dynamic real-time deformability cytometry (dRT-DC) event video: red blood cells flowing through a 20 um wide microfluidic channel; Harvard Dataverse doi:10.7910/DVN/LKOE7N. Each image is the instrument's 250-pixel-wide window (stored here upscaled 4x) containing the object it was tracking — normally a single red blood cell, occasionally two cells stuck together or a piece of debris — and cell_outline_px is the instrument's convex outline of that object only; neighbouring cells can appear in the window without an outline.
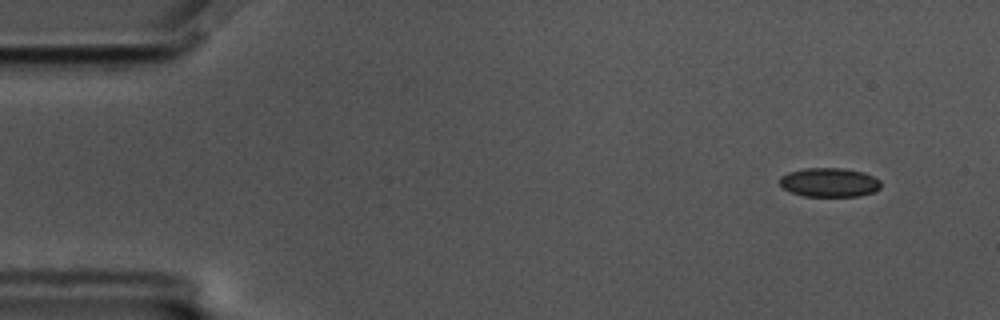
{"species": "common noctule bat (a hibernating species)", "species_latin": "Nyctalus noctula", "temperature_condition": "cold", "stored_images_in_passage": 58, "camera_frame_rate_fps": 3000, "um_per_image_px": 0.085, "animal": {"sex": "male", "body_mass_g": 17.5, "forearm_length_mm": 52.3}, "frame": {"image": 1, "passage_image": 5, "time_ms": 1.333, "image_size_px": [1000, 320], "cell_outline_px": [[880, 188], [872, 192], [860, 196], [804, 196], [792, 192], [784, 188], [780, 184], [780, 176], [788, 172], [804, 168], [840, 168], [864, 172], [880, 180]], "centroid_in_image_um": [70.49, 15.5], "position_along_channel_um": 14.5, "area_um2": 17.05}}
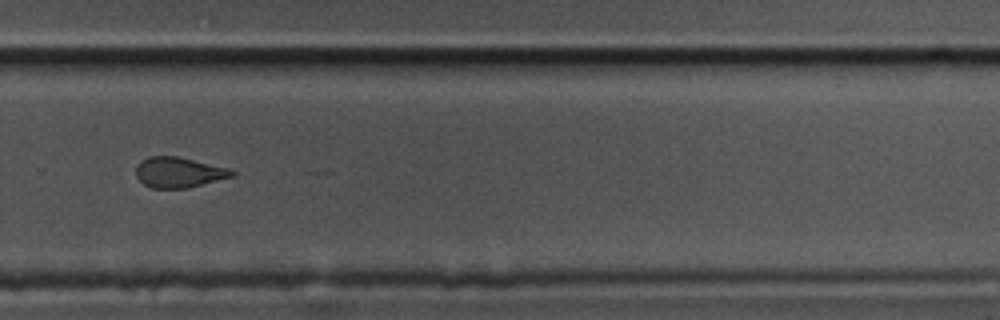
{"frame": {"image": 2, "passage_image": 40, "time_ms": 13.0, "image_size_px": [1000, 320], "cell_outline_px": [[236, 176], [188, 188], [152, 188], [144, 184], [136, 176], [136, 164], [140, 160], [148, 156], [176, 156], [232, 168], [236, 172]], "centroid_in_image_um": [15.24, 14.64], "position_along_channel_um": 314.6, "area_um2": 17.34}}
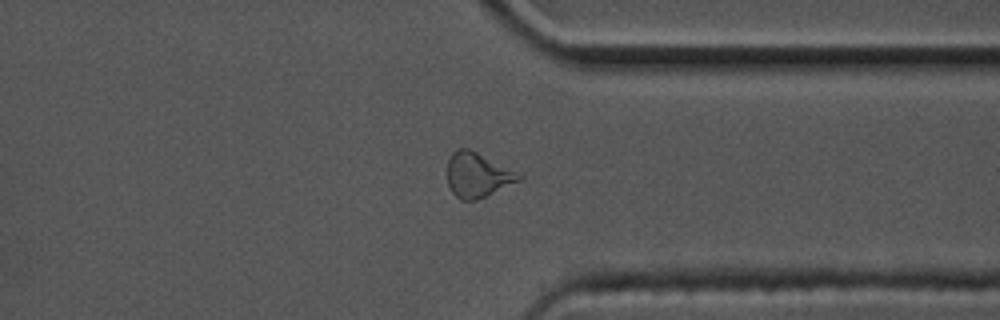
{"frame": {"image": 3, "passage_image": 45, "time_ms": 14.667, "image_size_px": [1000, 320], "cell_outline_px": [[524, 176], [520, 180], [476, 200], [460, 200], [452, 192], [448, 184], [448, 160], [452, 152], [456, 148], [468, 148], [520, 172]], "centroid_in_image_um": [40.6, 14.85], "position_along_channel_um": 370.8, "area_um2": 18.61}, "authors_computed_cell_mechanics": {"area_um2": 18.0914, "velocity_mm_per_s": 3.4714, "shape_relaxation_time_tau1_ms": null, "shape_relaxation_time_tau2_ms": 1.7703, "deformation_change_tau1": null, "deformation_change_tau2": 0.0902}}